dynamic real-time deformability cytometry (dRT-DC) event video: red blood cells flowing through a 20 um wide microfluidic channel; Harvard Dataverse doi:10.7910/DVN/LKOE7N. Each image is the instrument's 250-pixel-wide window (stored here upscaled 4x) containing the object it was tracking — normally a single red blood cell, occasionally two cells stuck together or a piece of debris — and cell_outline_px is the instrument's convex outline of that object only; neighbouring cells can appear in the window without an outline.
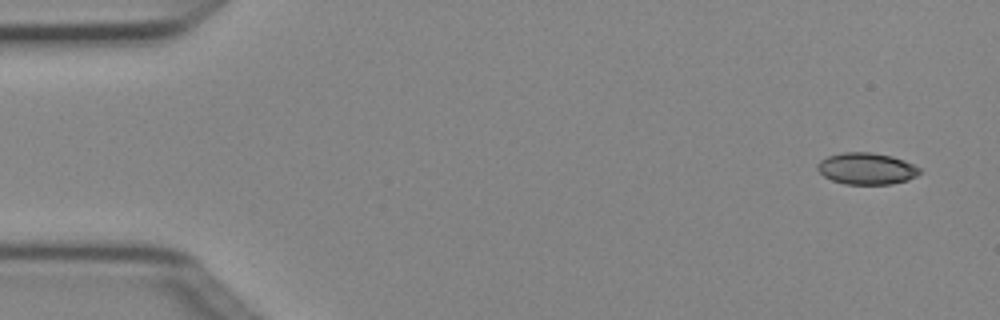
{"species": "Egyptian fruit bat (a non-hibernating species)", "species_latin": "Rousettus aegyptiacus", "temperature_condition": "cold", "stored_images_in_passage": 5, "camera_frame_rate_fps": 3000, "um_per_image_px": 0.085, "animal": {"sex": "female"}, "frame": {"image": 1, "passage_image": 1, "time_ms": 0.0, "image_size_px": [1000, 320], "cell_outline_px": [[920, 172], [916, 176], [908, 180], [892, 184], [844, 184], [832, 180], [824, 176], [816, 168], [816, 164], [820, 160], [828, 156], [844, 152], [872, 152], [892, 156], [904, 160], [920, 168]], "centroid_in_image_um": [73.64, 14.33], "position_along_channel_um": 11.4, "area_um2": 18.9}}
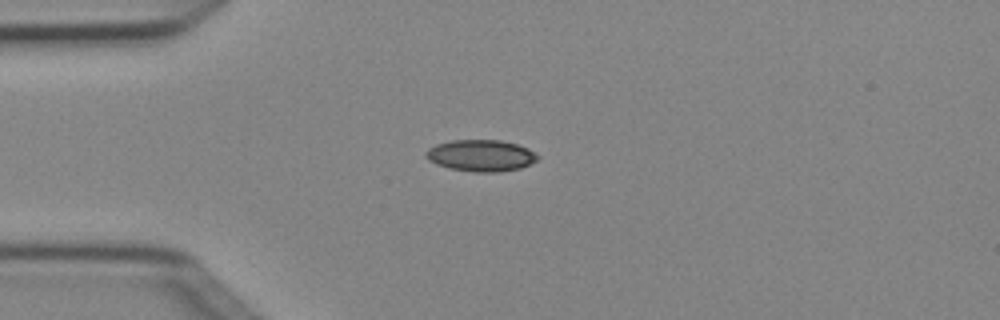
{"frame": {"image": 2, "passage_image": 4, "time_ms": 1.0, "image_size_px": [1000, 320], "cell_outline_px": [[540, 156], [536, 160], [520, 168], [496, 172], [476, 172], [448, 168], [436, 164], [428, 160], [424, 156], [424, 152], [428, 148], [436, 144], [452, 140], [500, 140], [516, 144], [528, 148]], "centroid_in_image_um": [40.83, 13.22], "position_along_channel_um": 44.2, "area_um2": 20.58}}
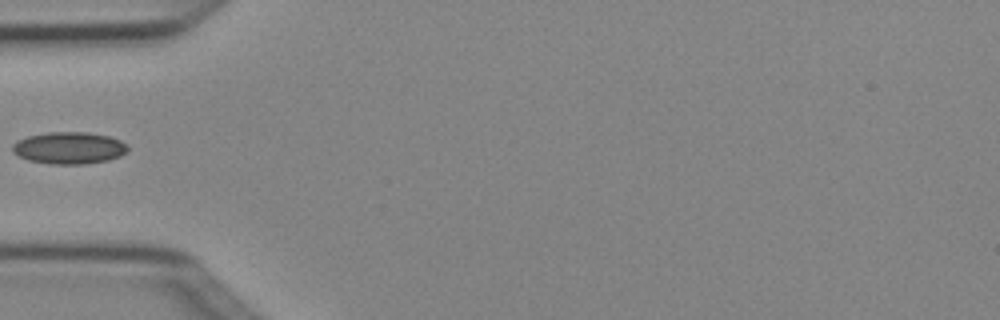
{"frame": {"image": 3, "passage_image": 5, "time_ms": 1.333, "image_size_px": [1000, 320], "cell_outline_px": [[128, 152], [120, 156], [108, 160], [84, 164], [48, 164], [28, 160], [12, 152], [12, 144], [16, 140], [28, 136], [48, 132], [88, 132], [108, 136], [120, 140], [128, 144]], "centroid_in_image_um": [5.87, 12.57], "position_along_channel_um": 79.1, "area_um2": 21.68}}